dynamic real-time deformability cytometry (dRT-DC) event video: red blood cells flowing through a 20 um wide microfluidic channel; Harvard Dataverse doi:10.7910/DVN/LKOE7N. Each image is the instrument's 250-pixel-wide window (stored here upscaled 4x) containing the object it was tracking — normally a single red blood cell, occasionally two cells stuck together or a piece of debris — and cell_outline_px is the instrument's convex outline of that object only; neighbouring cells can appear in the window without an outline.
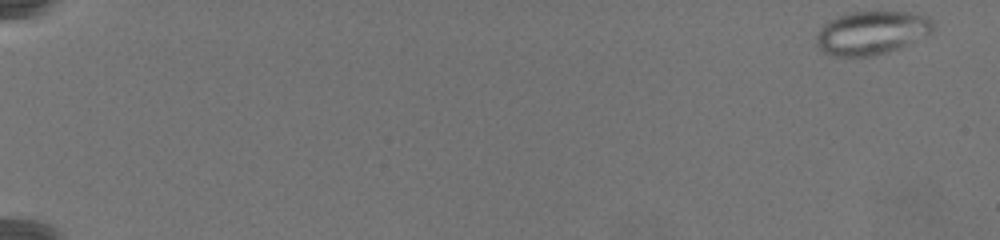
{"species": "common noctule bat (a hibernating species)", "species_latin": "Nyctalus noctula", "temperature_condition": "warm", "stored_images_in_passage": 76, "camera_frame_rate_fps": 3000, "um_per_image_px": 0.085, "animal": {"sex": "female", "body_mass_g": 19.5, "forearm_length_mm": 54.1}, "frame": {"image": 1, "passage_image": 1, "time_ms": 0.0, "image_size_px": [1000, 240], "cell_outline_px": [[932, 32], [928, 36], [888, 52], [872, 56], [836, 56], [824, 52], [816, 44], [816, 32], [828, 20], [852, 12], [908, 12], [928, 16], [932, 20]], "centroid_in_image_um": [74.09, 2.79], "position_along_channel_um": 10.9, "area_um2": 29.54}}
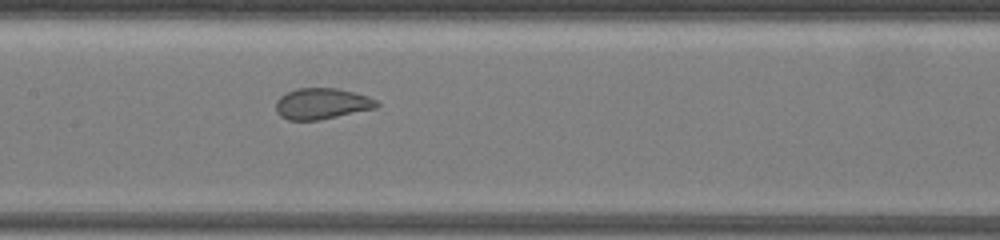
{"frame": {"image": 2, "passage_image": 41, "time_ms": 13.333, "image_size_px": [1000, 240], "cell_outline_px": [[380, 104], [376, 108], [320, 120], [288, 120], [280, 116], [276, 112], [276, 100], [280, 96], [296, 88], [336, 88], [356, 92], [368, 96], [376, 100]], "centroid_in_image_um": [27.36, 8.81], "position_along_channel_um": 180.0, "area_um2": 18.38}}
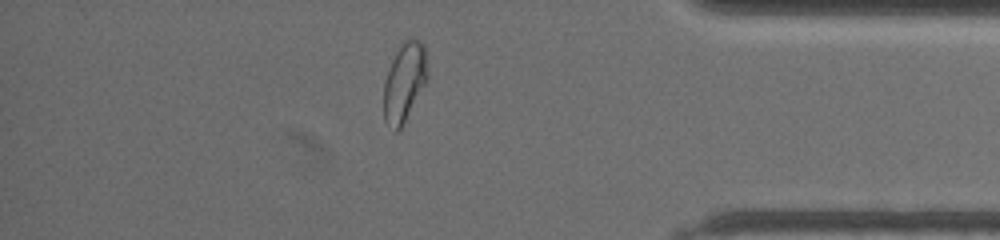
{"frame": {"image": 3, "passage_image": 67, "time_ms": 22.0, "image_size_px": [1000, 240], "cell_outline_px": [[428, 84], [400, 128], [396, 132], [384, 120], [384, 80], [388, 68], [400, 44], [404, 40], [412, 36], [420, 40], [424, 44], [428, 72]], "centroid_in_image_um": [34.41, 6.94], "position_along_channel_um": 400.8, "area_um2": 20.63}}